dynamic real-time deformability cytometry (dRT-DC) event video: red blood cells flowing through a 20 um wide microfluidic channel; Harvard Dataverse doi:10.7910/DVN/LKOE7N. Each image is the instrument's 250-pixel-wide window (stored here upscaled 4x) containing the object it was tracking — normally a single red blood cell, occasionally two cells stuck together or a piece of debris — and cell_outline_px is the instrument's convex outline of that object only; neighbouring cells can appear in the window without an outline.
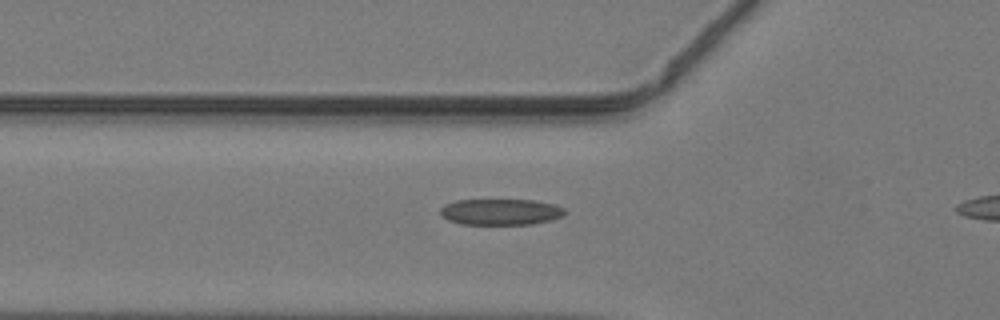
{"species": "common noctule bat (a hibernating species)", "species_latin": "Nyctalus noctula", "temperature_condition": "warm", "stored_images_in_passage": 16, "camera_frame_rate_fps": 3000, "um_per_image_px": 0.085, "animal": {"sex": "male", "body_mass_g": 19.2, "forearm_length_mm": 51.8}, "frame": {"image": 1, "passage_image": 14, "time_ms": 4.333, "image_size_px": [1000, 320], "cell_outline_px": [[568, 212], [564, 216], [552, 220], [532, 224], [460, 224], [448, 220], [440, 216], [440, 208], [444, 204], [456, 200], [536, 200], [556, 204], [564, 208]], "centroid_in_image_um": [42.58, 18.01], "position_along_channel_um": 83.2, "area_um2": 19.31}}